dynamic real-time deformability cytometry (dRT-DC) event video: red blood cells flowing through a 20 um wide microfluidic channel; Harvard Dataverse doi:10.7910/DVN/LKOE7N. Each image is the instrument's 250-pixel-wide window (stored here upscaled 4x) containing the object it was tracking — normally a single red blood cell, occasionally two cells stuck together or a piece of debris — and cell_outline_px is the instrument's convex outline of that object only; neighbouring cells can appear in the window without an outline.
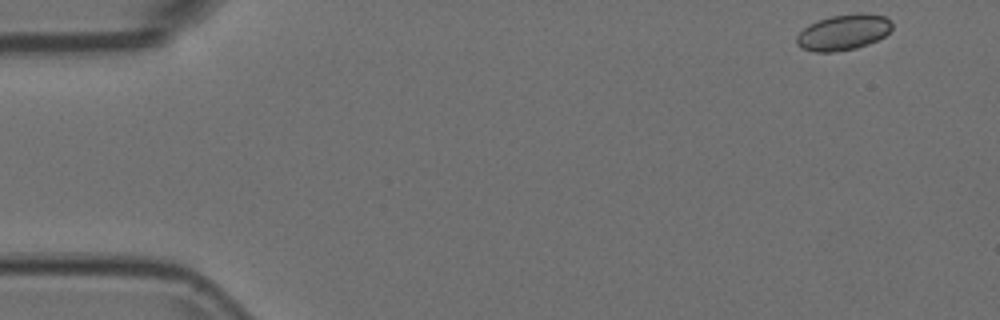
{"species": "Egyptian fruit bat (a non-hibernating species)", "species_latin": "Rousettus aegyptiacus", "temperature_condition": "room temperature", "stored_images_in_passage": 52, "camera_frame_rate_fps": 3000, "um_per_image_px": 0.085, "animal": {"sex": "female"}, "frame": {"image": 1, "passage_image": 1, "time_ms": 0.0, "image_size_px": [1000, 320], "cell_outline_px": [[892, 28], [884, 36], [868, 44], [856, 48], [832, 52], [816, 52], [800, 48], [796, 44], [796, 36], [808, 24], [832, 16], [860, 12], [884, 16], [892, 20]], "centroid_in_image_um": [71.68, 2.74], "position_along_channel_um": 13.3, "area_um2": 19.88}}
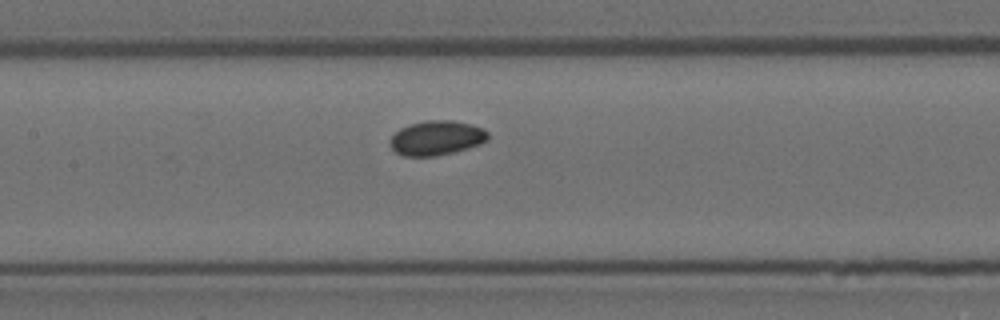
{"frame": {"image": 2, "passage_image": 23, "time_ms": 7.333, "image_size_px": [1000, 320], "cell_outline_px": [[488, 140], [480, 144], [468, 148], [436, 156], [404, 156], [396, 152], [388, 144], [392, 136], [400, 128], [424, 120], [452, 120], [472, 124], [484, 128], [488, 132]], "centroid_in_image_um": [37.12, 11.72], "position_along_channel_um": 170.3, "area_um2": 19.77}}
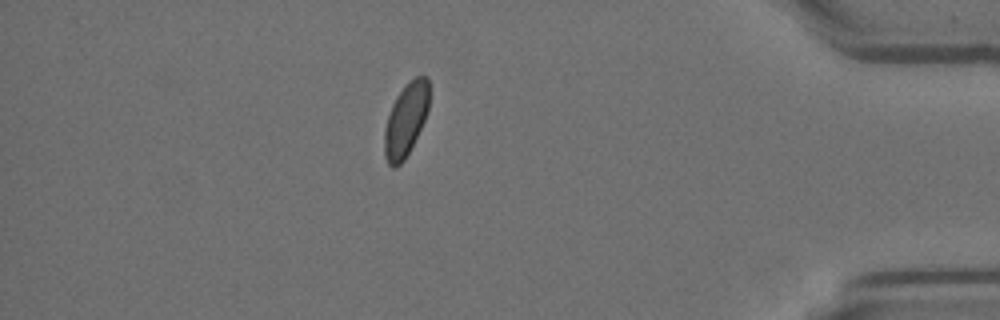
{"frame": {"image": 3, "passage_image": 45, "time_ms": 14.667, "image_size_px": [1000, 320], "cell_outline_px": [[428, 112], [404, 160], [396, 168], [392, 168], [388, 164], [384, 156], [384, 128], [392, 104], [396, 96], [416, 76], [428, 76]], "centroid_in_image_um": [34.47, 10.22], "position_along_channel_um": 400.7, "area_um2": 18.73}}